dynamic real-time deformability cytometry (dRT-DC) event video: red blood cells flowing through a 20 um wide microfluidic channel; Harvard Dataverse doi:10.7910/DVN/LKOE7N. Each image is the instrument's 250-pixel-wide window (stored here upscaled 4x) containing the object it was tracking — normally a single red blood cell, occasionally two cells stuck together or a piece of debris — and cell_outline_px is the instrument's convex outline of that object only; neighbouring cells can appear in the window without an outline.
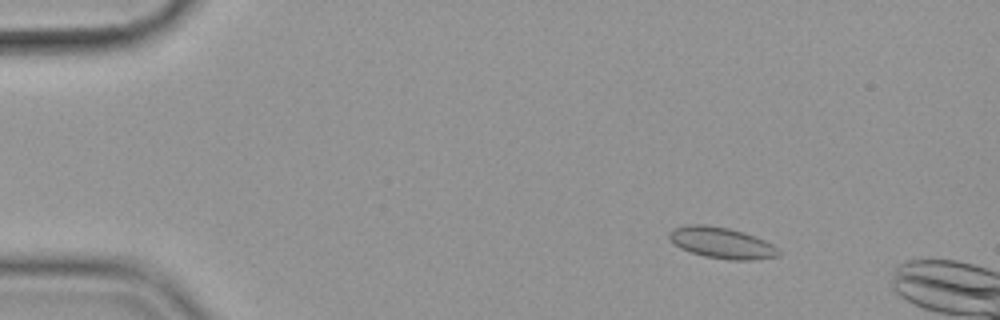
{"species": "common noctule bat (a hibernating species)", "species_latin": "Nyctalus noctula", "temperature_condition": "cold", "stored_images_in_passage": 52, "camera_frame_rate_fps": 3000, "um_per_image_px": 0.085, "animal": {"sex": "female", "body_mass_g": 19.9}, "frame": {"image": 1, "passage_image": 3, "time_ms": 0.667, "image_size_px": [1000, 320], "cell_outline_px": [[780, 256], [752, 260], [728, 260], [704, 256], [680, 248], [668, 236], [668, 232], [672, 228], [688, 224], [704, 224], [728, 228], [744, 232], [756, 236], [772, 244], [780, 252]], "centroid_in_image_um": [61.34, 20.63], "position_along_channel_um": 23.7, "area_um2": 19.88}}
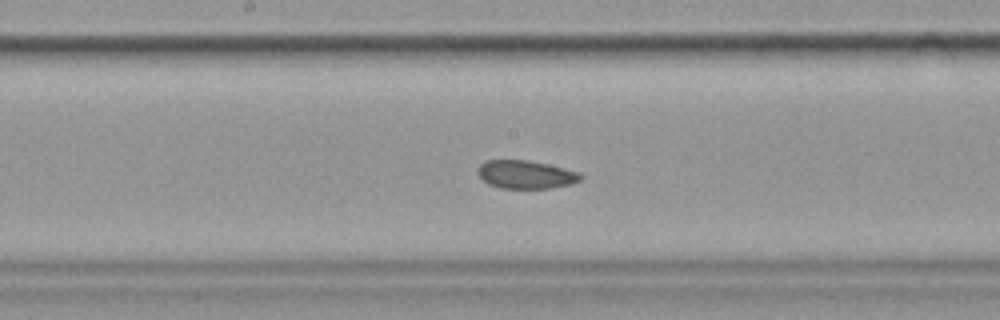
{"frame": {"image": 2, "passage_image": 25, "time_ms": 8.0, "image_size_px": [1000, 320], "cell_outline_px": [[584, 176], [580, 180], [568, 184], [552, 188], [500, 188], [488, 184], [476, 172], [476, 168], [484, 160], [528, 160], [548, 164], [580, 172]], "centroid_in_image_um": [44.67, 14.82], "position_along_channel_um": 203.5, "area_um2": 16.99}}
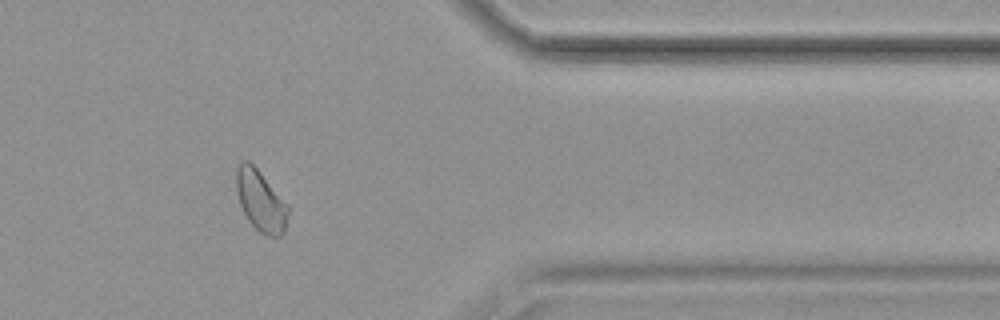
{"frame": {"image": 3, "passage_image": 42, "time_ms": 13.667, "image_size_px": [1000, 320], "cell_outline_px": [[288, 212], [284, 232], [280, 236], [268, 236], [260, 232], [248, 220], [240, 204], [236, 188], [236, 168], [240, 160], [248, 160], [260, 172], [288, 204]], "centroid_in_image_um": [22.15, 17.05], "position_along_channel_um": 389.3, "area_um2": 18.26}, "authors_computed_cell_mechanics": {"area_um2": 18.2937, "velocity_mm_per_s": 3.5545, "shape_relaxation_time_tau1_ms": null, "shape_relaxation_time_tau2_ms": 2.2306, "deformation_change_tau1": null, "deformation_change_tau2": 0.0447}}